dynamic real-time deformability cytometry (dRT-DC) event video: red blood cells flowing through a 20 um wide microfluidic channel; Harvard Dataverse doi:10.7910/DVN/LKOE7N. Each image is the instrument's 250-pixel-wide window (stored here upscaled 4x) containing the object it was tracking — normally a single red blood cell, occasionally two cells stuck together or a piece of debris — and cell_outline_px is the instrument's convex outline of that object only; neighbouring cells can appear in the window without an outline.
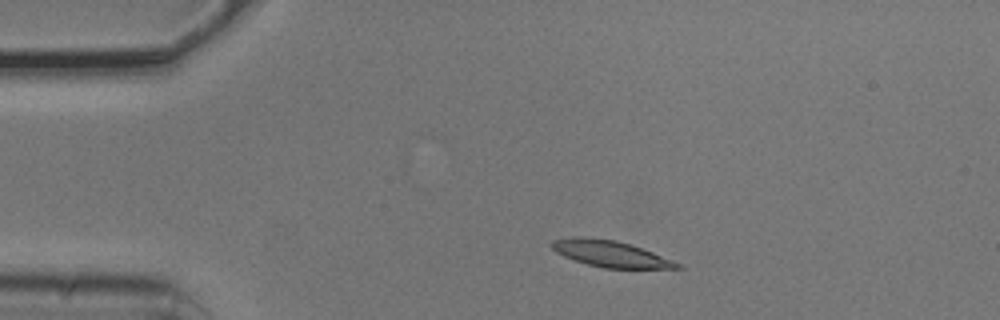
{"species": "common noctule bat (a hibernating species)", "species_latin": "Nyctalus noctula", "temperature_condition": "cold", "stored_images_in_passage": 3, "camera_frame_rate_fps": 3000, "um_per_image_px": 0.085, "animal": {"sex": "male", "body_mass_g": 20.5, "forearm_length_mm": 52.5}, "frame": {"image": 1, "passage_image": 1, "time_ms": 0.0, "image_size_px": [1000, 320], "cell_outline_px": [[684, 268], [604, 268], [588, 264], [564, 256], [556, 252], [548, 244], [552, 240], [576, 236], [580, 236], [616, 240], [652, 252], [672, 260], [680, 264]], "centroid_in_image_um": [51.83, 21.56], "position_along_channel_um": 33.2, "area_um2": 18.96}}
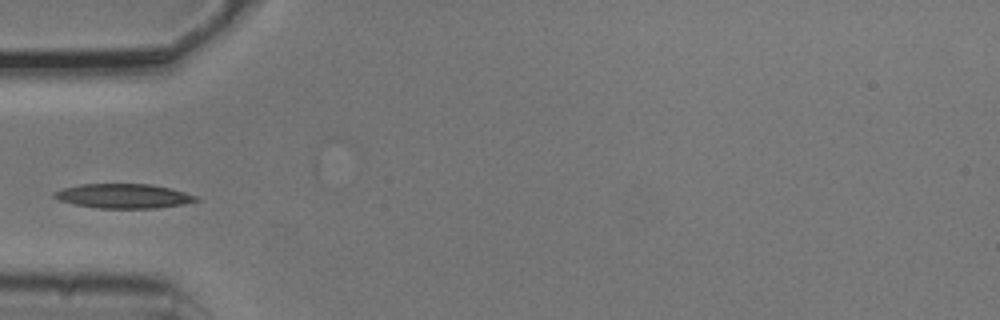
{"frame": {"image": 2, "passage_image": 3, "time_ms": 0.667, "image_size_px": [1000, 320], "cell_outline_px": [[200, 200], [184, 204], [156, 208], [96, 208], [76, 204], [60, 200], [52, 196], [52, 192], [64, 188], [80, 184], [152, 184], [184, 192], [196, 196]], "centroid_in_image_um": [10.49, 16.66], "position_along_channel_um": 74.5, "area_um2": 20.06}}